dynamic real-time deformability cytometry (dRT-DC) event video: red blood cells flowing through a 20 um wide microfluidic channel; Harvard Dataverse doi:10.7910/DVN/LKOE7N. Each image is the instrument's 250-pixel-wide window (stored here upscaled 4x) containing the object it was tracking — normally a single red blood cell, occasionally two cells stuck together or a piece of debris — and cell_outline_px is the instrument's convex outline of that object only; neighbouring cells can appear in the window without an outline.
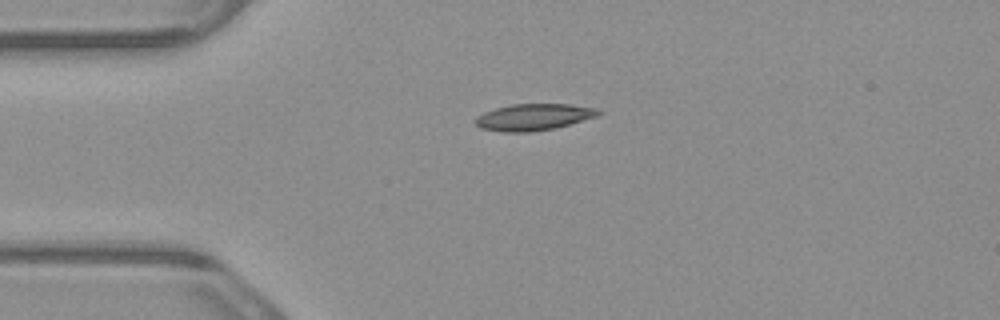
{"species": "common noctule bat (a hibernating species)", "species_latin": "Nyctalus noctula", "temperature_condition": "warm", "stored_images_in_passage": 1, "camera_frame_rate_fps": 3000, "um_per_image_px": 0.085, "animal": {"sex": "male", "body_mass_g": 23.1, "forearm_length_mm": 52.7}, "frame": {"image": 1, "passage_image": 1, "time_ms": 0.0, "image_size_px": [1000, 320], "cell_outline_px": [[604, 112], [596, 116], [556, 128], [532, 132], [504, 132], [480, 128], [476, 124], [476, 116], [484, 112], [496, 108], [512, 104], [568, 104], [596, 108]], "centroid_in_image_um": [45.36, 9.95], "position_along_channel_um": 39.6, "area_um2": 19.02}}